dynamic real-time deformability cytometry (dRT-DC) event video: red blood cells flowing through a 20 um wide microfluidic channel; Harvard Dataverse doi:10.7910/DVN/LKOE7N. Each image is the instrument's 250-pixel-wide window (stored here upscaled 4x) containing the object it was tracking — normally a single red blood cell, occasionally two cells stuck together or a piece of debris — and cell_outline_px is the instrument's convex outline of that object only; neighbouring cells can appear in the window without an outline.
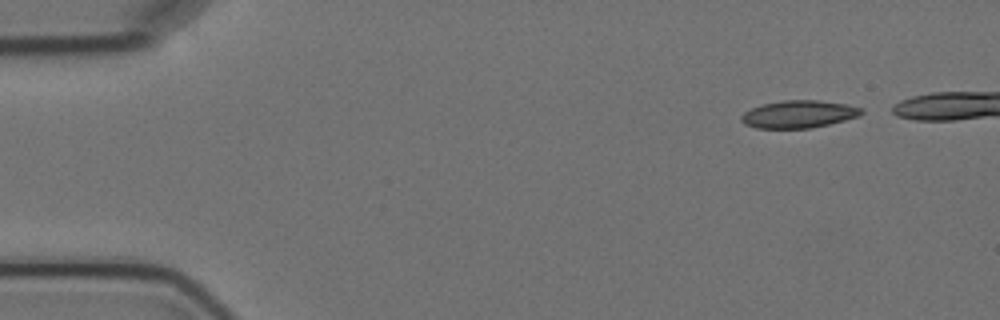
{"species": "Egyptian fruit bat (a non-hibernating species)", "species_latin": "Rousettus aegyptiacus", "temperature_condition": "cold", "stored_images_in_passage": 7, "camera_frame_rate_fps": 3000, "um_per_image_px": 0.085, "animal": {"sex": "female"}, "frame": {"image": 1, "passage_image": 1, "time_ms": 0.0, "image_size_px": [1000, 320], "cell_outline_px": [[864, 112], [860, 116], [812, 128], [756, 128], [744, 124], [740, 120], [740, 116], [744, 112], [760, 104], [784, 100], [820, 100], [848, 104], [864, 108]], "centroid_in_image_um": [67.9, 9.69], "position_along_channel_um": 17.1, "area_um2": 19.48}}
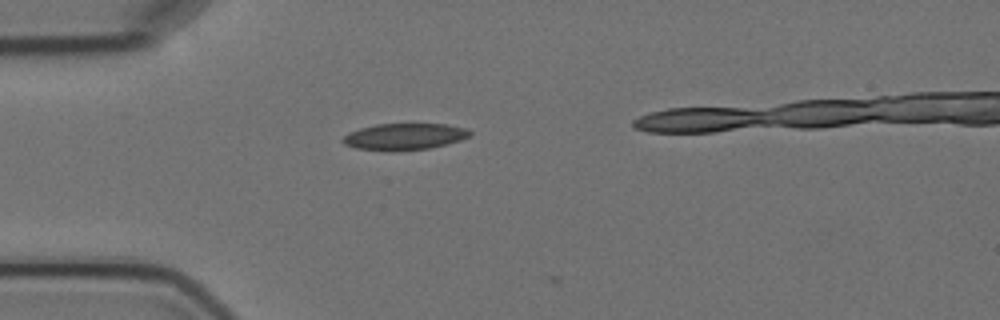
{"frame": {"image": 2, "passage_image": 4, "time_ms": 3.333, "image_size_px": [1000, 320], "cell_outline_px": [[472, 136], [448, 144], [428, 148], [392, 152], [356, 148], [344, 144], [340, 140], [348, 132], [360, 128], [376, 124], [448, 124], [468, 128], [472, 132]], "centroid_in_image_um": [34.39, 11.61], "position_along_channel_um": 50.6, "area_um2": 20.0}}